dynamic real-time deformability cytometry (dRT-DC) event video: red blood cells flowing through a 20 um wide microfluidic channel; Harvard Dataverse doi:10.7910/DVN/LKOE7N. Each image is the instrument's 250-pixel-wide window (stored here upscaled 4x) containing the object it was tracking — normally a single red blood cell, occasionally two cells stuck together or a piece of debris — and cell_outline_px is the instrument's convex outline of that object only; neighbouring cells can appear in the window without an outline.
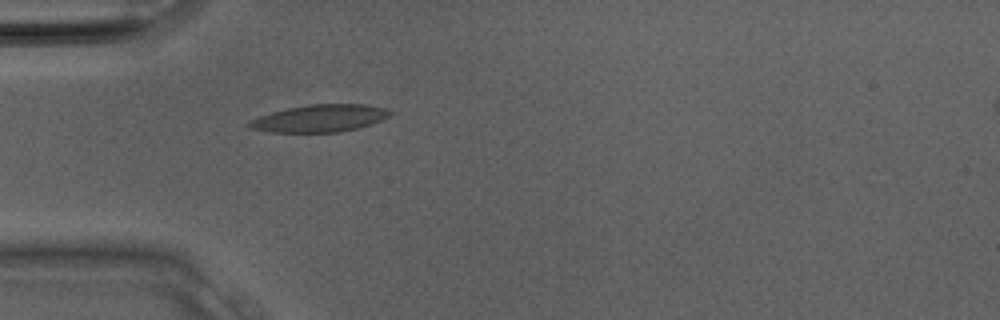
{"species": "Egyptian fruit bat (a non-hibernating species)", "species_latin": "Rousettus aegyptiacus", "temperature_condition": "room temperature", "stored_images_in_passage": 6, "camera_frame_rate_fps": 3000, "um_per_image_px": 0.085, "animal": {"sex": "male"}, "frame": {"image": 1, "passage_image": 2, "time_ms": 0.333, "image_size_px": [1000, 320], "cell_outline_px": [[396, 112], [392, 116], [372, 124], [340, 132], [268, 132], [248, 128], [244, 124], [260, 116], [272, 112], [288, 108], [308, 104], [364, 104], [384, 108]], "centroid_in_image_um": [27.21, 10.06], "position_along_channel_um": 57.8, "area_um2": 22.6}}
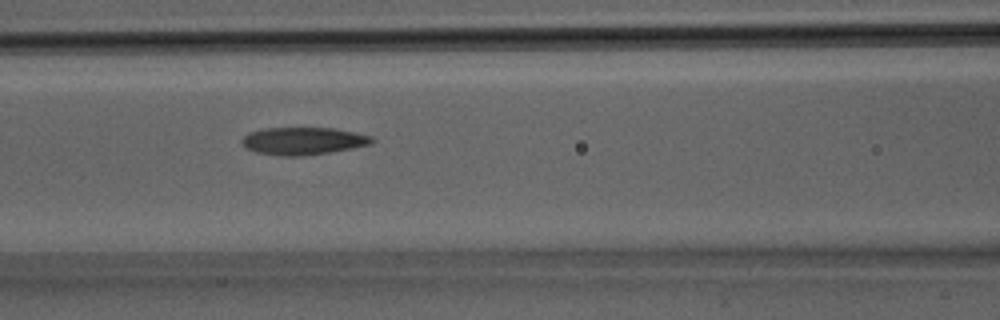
{"frame": {"image": 2, "passage_image": 6, "time_ms": 1.667, "image_size_px": [1000, 320], "cell_outline_px": [[376, 140], [372, 144], [352, 148], [304, 156], [280, 156], [256, 152], [244, 148], [240, 140], [248, 132], [264, 128], [332, 128], [372, 136]], "centroid_in_image_um": [25.73, 11.98], "position_along_channel_um": 140.9, "area_um2": 20.92}}